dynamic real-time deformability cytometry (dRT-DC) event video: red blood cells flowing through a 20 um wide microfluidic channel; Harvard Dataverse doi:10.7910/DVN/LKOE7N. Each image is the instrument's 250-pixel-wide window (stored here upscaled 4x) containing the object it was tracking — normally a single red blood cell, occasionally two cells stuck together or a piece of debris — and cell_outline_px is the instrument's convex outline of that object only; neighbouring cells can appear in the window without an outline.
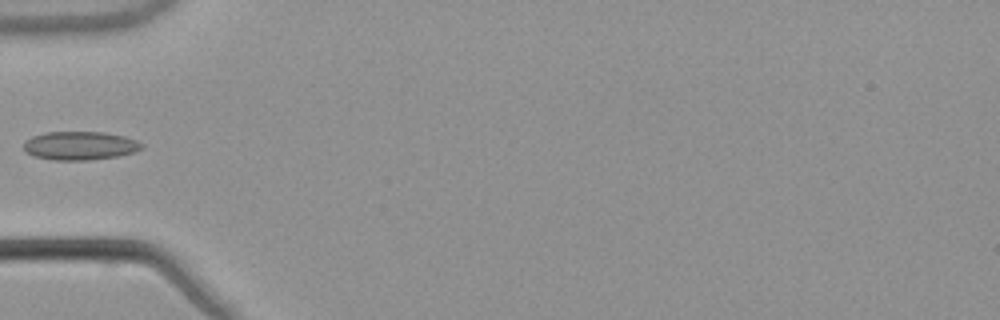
{"species": "common noctule bat (a hibernating species)", "species_latin": "Nyctalus noctula", "temperature_condition": "warm", "stored_images_in_passage": 25, "camera_frame_rate_fps": 3000, "um_per_image_px": 0.085, "animal": {"sex": "male", "body_mass_g": 21.5, "forearm_length_mm": 52.0}, "frame": {"image": 1, "passage_image": 1, "time_ms": 0.0, "image_size_px": [1000, 320], "cell_outline_px": [[144, 148], [132, 152], [116, 156], [88, 160], [52, 160], [36, 156], [24, 152], [24, 144], [32, 136], [44, 132], [104, 132], [124, 136], [136, 140], [144, 144]], "centroid_in_image_um": [6.8, 12.38], "position_along_channel_um": 78.2, "area_um2": 19.54}}
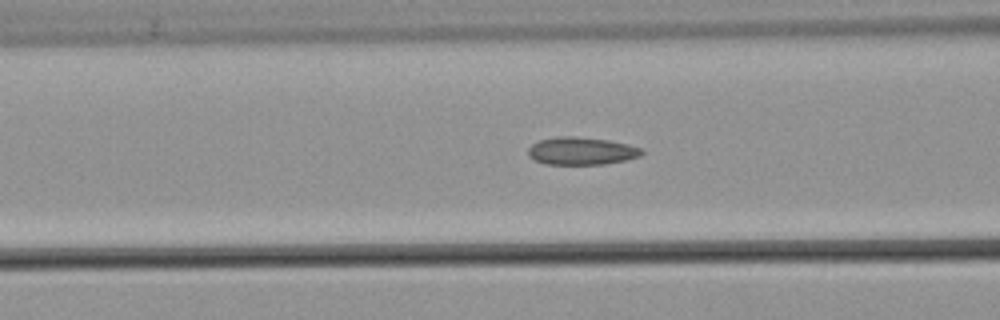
{"frame": {"image": 2, "passage_image": 4, "time_ms": 1.0, "image_size_px": [1000, 320], "cell_outline_px": [[644, 152], [640, 156], [624, 160], [604, 164], [544, 164], [532, 160], [528, 156], [528, 148], [532, 144], [540, 140], [556, 136], [572, 136], [608, 140], [628, 144], [640, 148]], "centroid_in_image_um": [49.37, 12.83], "position_along_channel_um": 117.2, "area_um2": 18.32}}